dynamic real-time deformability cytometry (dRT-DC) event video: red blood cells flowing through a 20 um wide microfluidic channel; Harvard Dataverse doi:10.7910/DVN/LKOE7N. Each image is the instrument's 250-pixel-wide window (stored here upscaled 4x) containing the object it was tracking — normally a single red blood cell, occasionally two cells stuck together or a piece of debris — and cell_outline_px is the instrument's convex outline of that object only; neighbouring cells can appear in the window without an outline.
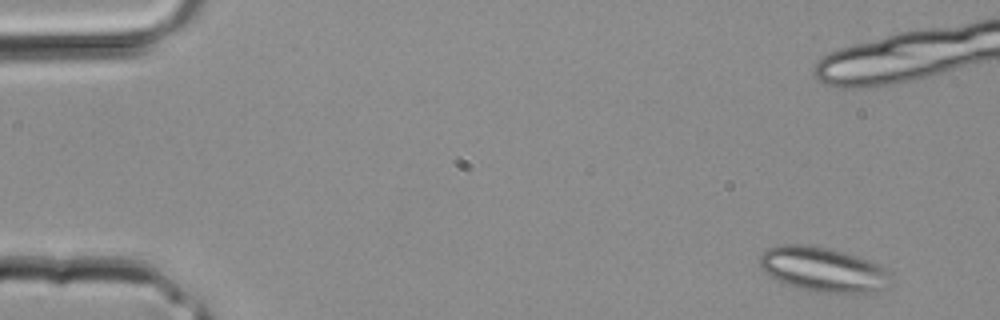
{"species": "common noctule bat (a hibernating species)", "species_latin": "Nyctalus noctula", "temperature_condition": "room temperature", "stored_images_in_passage": 3, "segment_of_instrument_passage": [2, 2], "camera_frame_rate_fps": 3000, "um_per_image_px": 0.085, "animal": {"sex": "male", "body_mass_g": 20.4}, "frame": {"image": 1, "passage_image": 3, "time_ms": 0.667, "image_size_px": [1000, 320], "cell_outline_px": [[892, 272], [888, 288], [868, 292], [816, 292], [800, 288], [788, 284], [772, 276], [760, 264], [760, 256], [768, 248], [784, 244], [800, 244], [828, 248], [860, 256]], "centroid_in_image_um": [70.03, 22.89], "position_along_channel_um": 15.0, "area_um2": 33.52}}